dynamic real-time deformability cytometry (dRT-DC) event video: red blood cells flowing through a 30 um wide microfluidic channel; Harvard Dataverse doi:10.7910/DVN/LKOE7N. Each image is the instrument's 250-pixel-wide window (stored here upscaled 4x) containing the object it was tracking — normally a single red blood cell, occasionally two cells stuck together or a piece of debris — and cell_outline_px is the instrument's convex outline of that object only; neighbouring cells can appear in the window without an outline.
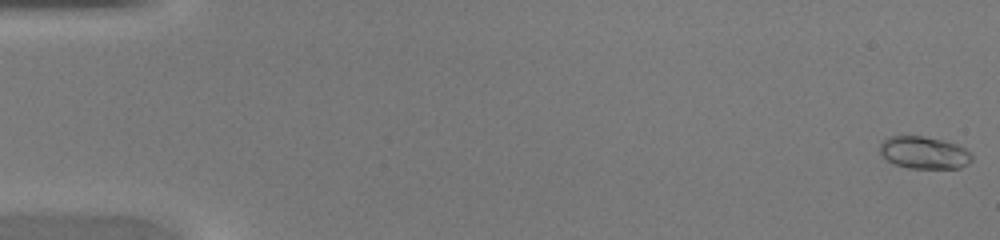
{"species": "common noctule bat (a hibernating species)", "species_latin": "Nyctalus noctula", "temperature_condition": "warm", "stored_images_in_passage": 46, "camera_frame_rate_fps": 3000, "um_per_image_px": 0.085, "animal": {"sex": "female", "body_mass_g": 20.0, "forearm_length_mm": 54.0}, "frame": {"image": 1, "passage_image": 1, "time_ms": 0.0, "image_size_px": [1000, 240], "cell_outline_px": [[972, 160], [968, 164], [960, 168], [908, 168], [896, 164], [880, 156], [880, 144], [888, 136], [924, 136], [956, 144], [972, 152]], "centroid_in_image_um": [78.55, 12.98], "position_along_channel_um": 6.5, "area_um2": 17.34}}
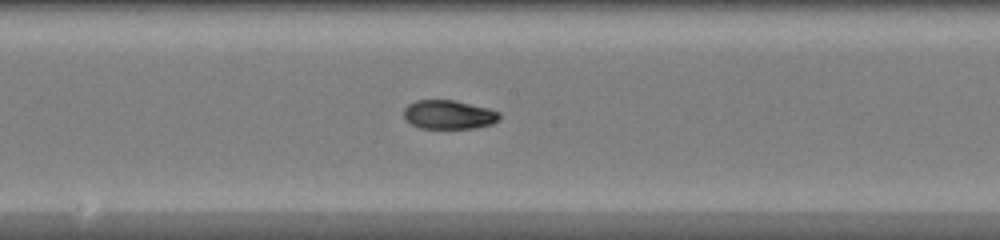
{"frame": {"image": 2, "passage_image": 25, "time_ms": 8.0, "image_size_px": [1000, 240], "cell_outline_px": [[500, 120], [492, 124], [476, 128], [420, 128], [412, 124], [404, 116], [404, 108], [408, 104], [416, 100], [452, 100], [488, 108], [500, 112]], "centroid_in_image_um": [38.17, 9.74], "position_along_channel_um": 210.0, "area_um2": 16.07}}
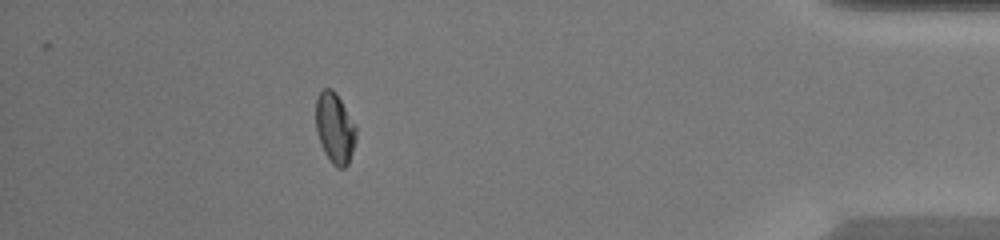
{"frame": {"image": 3, "passage_image": 41, "time_ms": 13.333, "image_size_px": [1000, 240], "cell_outline_px": [[356, 140], [348, 164], [344, 168], [336, 168], [332, 164], [324, 152], [316, 132], [316, 100], [320, 92], [324, 88], [332, 88], [336, 92], [356, 124]], "centroid_in_image_um": [28.47, 10.89], "position_along_channel_um": 406.7, "area_um2": 16.76}}